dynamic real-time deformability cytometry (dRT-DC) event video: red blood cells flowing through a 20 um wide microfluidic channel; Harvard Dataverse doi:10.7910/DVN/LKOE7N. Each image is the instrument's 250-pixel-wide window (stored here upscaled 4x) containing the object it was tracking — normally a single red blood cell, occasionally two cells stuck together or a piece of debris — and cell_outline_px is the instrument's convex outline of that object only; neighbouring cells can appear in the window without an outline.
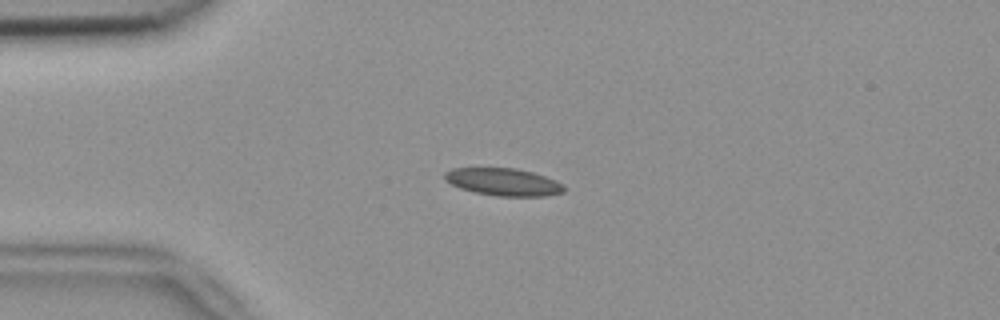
{"species": "common noctule bat (a hibernating species)", "species_latin": "Nyctalus noctula", "temperature_condition": "room temperature", "stored_images_in_passage": 52, "camera_frame_rate_fps": 3000, "um_per_image_px": 0.085, "animal": {"sex": "female", "body_mass_g": 18.4}, "frame": {"image": 1, "passage_image": 12, "time_ms": 3.667, "image_size_px": [1000, 320], "cell_outline_px": [[564, 192], [544, 196], [496, 196], [476, 192], [460, 188], [444, 180], [444, 172], [452, 168], [516, 168], [532, 172], [556, 180], [564, 184]], "centroid_in_image_um": [42.78, 15.46], "position_along_channel_um": 42.2, "area_um2": 19.07}}
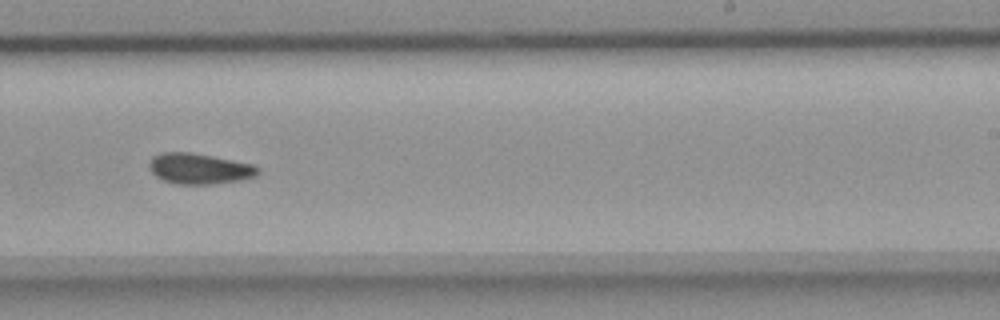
{"frame": {"image": 2, "passage_image": 32, "time_ms": 10.333, "image_size_px": [1000, 320], "cell_outline_px": [[260, 172], [256, 176], [240, 180], [212, 184], [176, 184], [164, 180], [156, 176], [152, 172], [148, 164], [152, 156], [160, 152], [192, 152], [252, 164], [260, 168]], "centroid_in_image_um": [16.93, 14.33], "position_along_channel_um": 272.1, "area_um2": 19.48}}
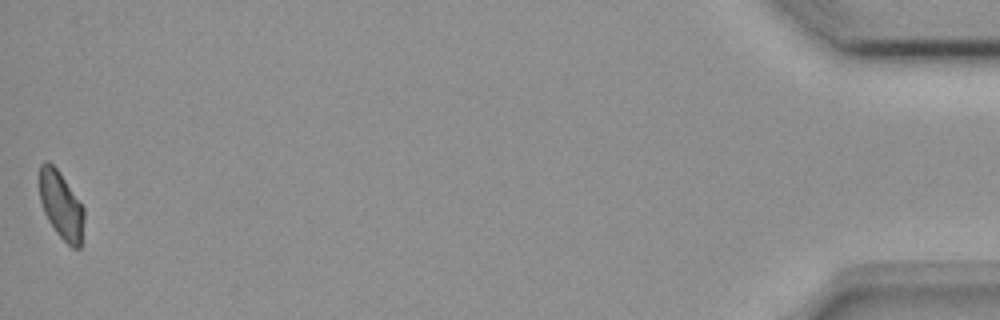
{"frame": {"image": 3, "passage_image": 52, "time_ms": 17.0, "image_size_px": [1000, 320], "cell_outline_px": [[84, 220], [80, 248], [72, 248], [56, 232], [48, 220], [44, 212], [40, 200], [40, 164], [44, 160], [48, 160], [60, 172], [84, 208]], "centroid_in_image_um": [5.19, 17.44], "position_along_channel_um": 430.0, "area_um2": 17.46}, "authors_computed_cell_mechanics": {"area_um2": 18.785, "velocity_mm_per_s": 3.805, "shape_relaxation_time_tau1_ms": null, "shape_relaxation_time_tau2_ms": 7.9289, "deformation_change_tau1": null, "deformation_change_tau2": 0.1303}}